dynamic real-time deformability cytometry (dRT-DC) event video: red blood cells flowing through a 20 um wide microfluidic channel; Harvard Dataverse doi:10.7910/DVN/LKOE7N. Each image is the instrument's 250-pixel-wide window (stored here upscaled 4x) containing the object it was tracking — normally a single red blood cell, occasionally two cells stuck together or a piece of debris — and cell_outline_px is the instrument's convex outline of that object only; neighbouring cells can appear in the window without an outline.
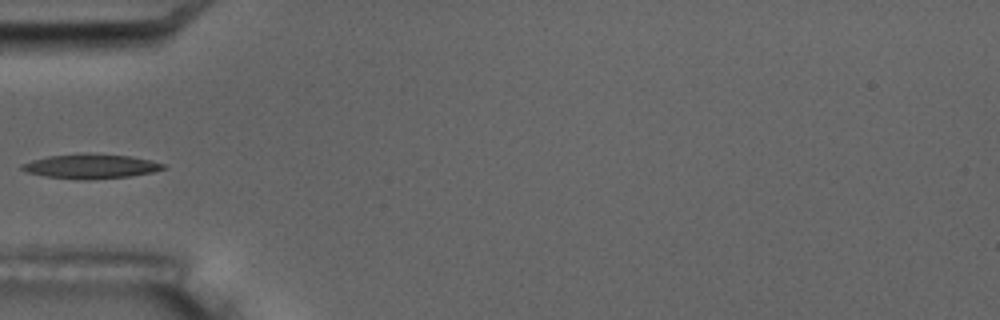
{"species": "common noctule bat (a hibernating species)", "species_latin": "Nyctalus noctula", "temperature_condition": "room temperature", "stored_images_in_passage": 6, "camera_frame_rate_fps": 3000, "um_per_image_px": 0.085, "animal": {"sex": "male", "body_mass_g": 17.5, "forearm_length_mm": 52.3}, "frame": {"image": 1, "passage_image": 6, "time_ms": 6.0, "image_size_px": [1000, 320], "cell_outline_px": [[168, 168], [152, 172], [132, 176], [88, 180], [80, 180], [44, 176], [28, 172], [20, 168], [20, 164], [32, 160], [48, 156], [80, 152], [84, 152], [132, 156], [152, 160], [164, 164]], "centroid_in_image_um": [7.73, 14.12], "position_along_channel_um": 77.3, "area_um2": 20.63}}